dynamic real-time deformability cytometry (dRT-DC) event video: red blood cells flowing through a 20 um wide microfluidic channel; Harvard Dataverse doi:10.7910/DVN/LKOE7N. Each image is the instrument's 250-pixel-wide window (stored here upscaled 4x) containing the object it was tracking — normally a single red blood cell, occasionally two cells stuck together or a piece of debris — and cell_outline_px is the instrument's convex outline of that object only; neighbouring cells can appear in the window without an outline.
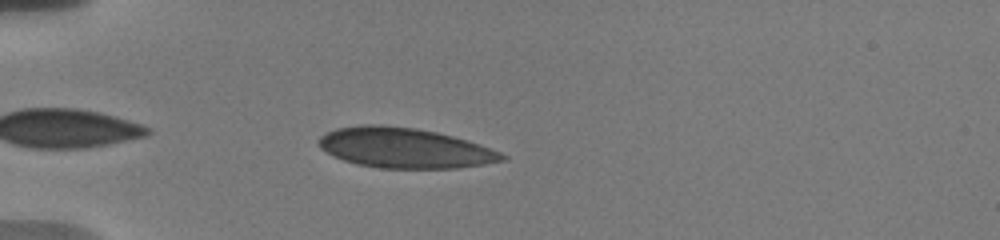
{"species": "human", "species_latin": "Homo sapiens", "temperature_condition": "warm", "stored_images_in_passage": 38, "camera_frame_rate_fps": 3000, "um_per_image_px": 0.085, "donor": {"sex": "male"}, "frame": {"image": 1, "passage_image": 3, "time_ms": 0.667, "image_size_px": [1000, 240], "cell_outline_px": [[508, 160], [484, 164], [456, 168], [380, 168], [356, 164], [332, 156], [320, 148], [316, 144], [316, 140], [324, 132], [336, 128], [360, 124], [380, 124], [416, 128], [436, 132], [468, 140], [480, 144], [500, 152], [508, 156]], "centroid_in_image_um": [34.35, 12.57], "position_along_channel_um": 50.7, "area_um2": 43.35}}
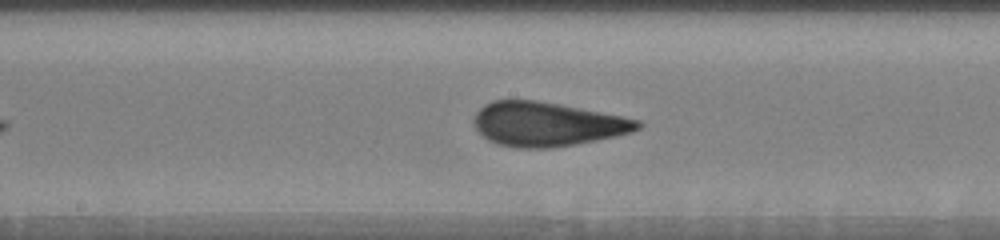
{"frame": {"image": 2, "passage_image": 17, "time_ms": 5.333, "image_size_px": [1000, 240], "cell_outline_px": [[644, 124], [640, 128], [632, 132], [616, 136], [576, 144], [548, 148], [512, 148], [488, 140], [476, 128], [472, 120], [476, 112], [484, 104], [492, 100], [536, 100], [560, 104], [640, 120]], "centroid_in_image_um": [46.49, 10.55], "position_along_channel_um": 201.7, "area_um2": 42.08}}
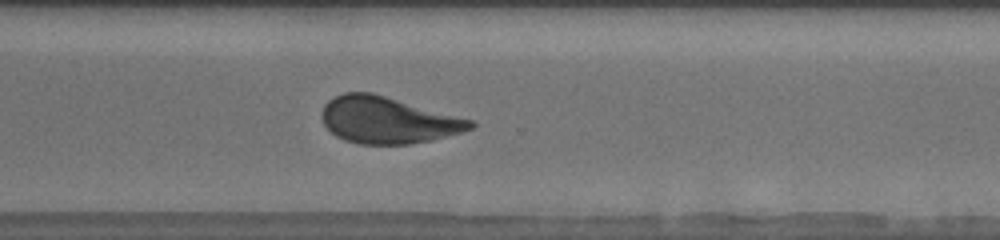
{"frame": {"image": 3, "passage_image": 28, "time_ms": 9.0, "image_size_px": [1000, 240], "cell_outline_px": [[476, 124], [472, 128], [460, 132], [428, 140], [408, 144], [360, 144], [344, 140], [336, 136], [324, 124], [320, 116], [324, 104], [328, 100], [344, 92], [372, 92], [472, 120]], "centroid_in_image_um": [32.9, 10.2], "position_along_channel_um": 337.7, "area_um2": 40.0}, "authors_computed_cell_mechanics": {"area_um2": 41.5004, "velocity_mm_per_s": 3.7235, "shape_relaxation_time_tau1_ms": 6.9457, "shape_relaxation_time_tau2_ms": null, "deformation_change_tau1": 0.1477, "deformation_change_tau2": null}}